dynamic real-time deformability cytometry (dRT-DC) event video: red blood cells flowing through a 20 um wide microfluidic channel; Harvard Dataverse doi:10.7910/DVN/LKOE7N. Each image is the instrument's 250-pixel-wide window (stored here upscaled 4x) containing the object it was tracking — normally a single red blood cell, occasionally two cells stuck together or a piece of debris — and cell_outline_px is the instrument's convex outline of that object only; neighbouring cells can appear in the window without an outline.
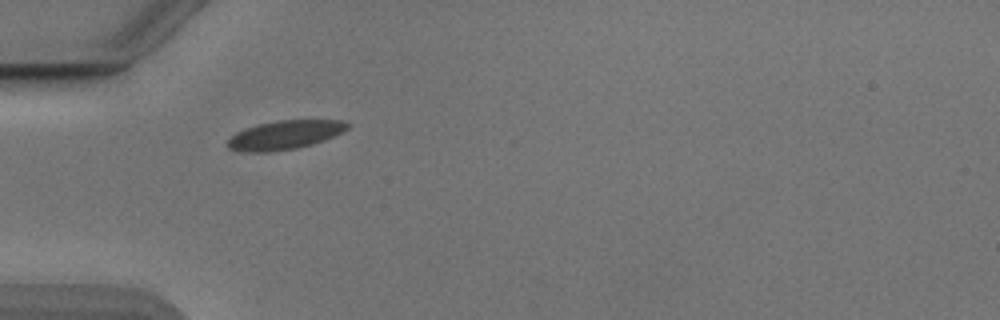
{"species": "Egyptian fruit bat (a non-hibernating species)", "species_latin": "Rousettus aegyptiacus", "temperature_condition": "cold", "stored_images_in_passage": 23, "camera_frame_rate_fps": 3000, "um_per_image_px": 0.085, "animal": {"sex": "male"}, "frame": {"image": 1, "passage_image": 1, "time_ms": 0.0, "image_size_px": [1000, 320], "cell_outline_px": [[352, 124], [348, 128], [324, 140], [312, 144], [296, 148], [268, 152], [244, 152], [228, 148], [228, 140], [236, 132], [260, 124], [280, 120], [344, 120]], "centroid_in_image_um": [24.23, 11.47], "position_along_channel_um": 60.8, "area_um2": 19.88}}
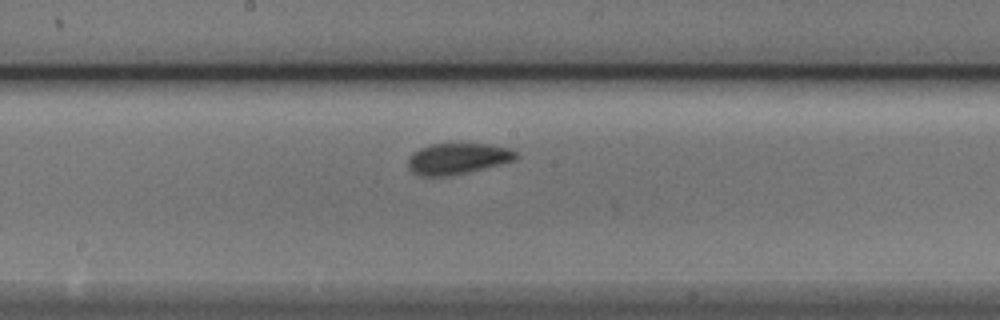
{"frame": {"image": 2, "passage_image": 13, "time_ms": 4.0, "image_size_px": [1000, 320], "cell_outline_px": [[520, 156], [516, 160], [448, 176], [420, 176], [412, 172], [408, 168], [408, 160], [412, 152], [420, 148], [432, 144], [488, 144], [508, 148], [516, 152]], "centroid_in_image_um": [38.87, 13.48], "position_along_channel_um": 209.3, "area_um2": 19.36}}
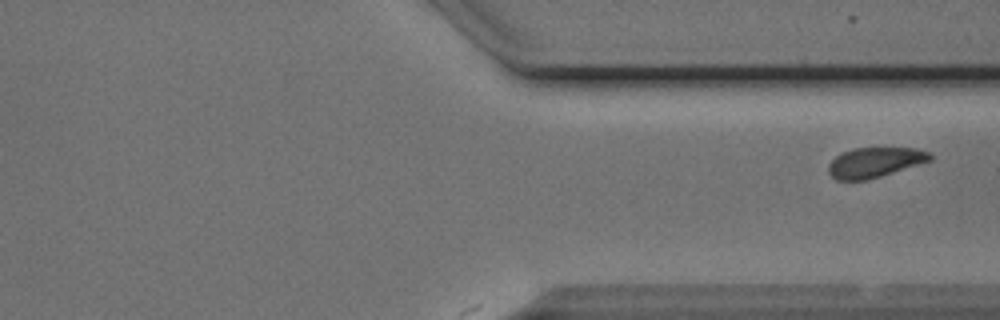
{"frame": {"image": 3, "passage_image": 23, "time_ms": 7.333, "image_size_px": [1000, 320], "cell_outline_px": [[932, 160], [868, 180], [836, 180], [828, 172], [828, 164], [836, 156], [852, 148], [916, 148], [932, 152]], "centroid_in_image_um": [74.37, 13.8], "position_along_channel_um": 337.0, "area_um2": 17.8}}